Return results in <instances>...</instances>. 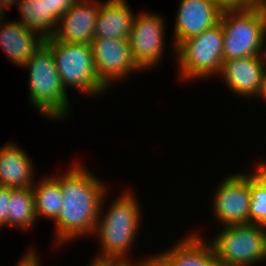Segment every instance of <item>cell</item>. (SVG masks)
<instances>
[{"mask_svg": "<svg viewBox=\"0 0 266 266\" xmlns=\"http://www.w3.org/2000/svg\"><path fill=\"white\" fill-rule=\"evenodd\" d=\"M84 164L73 162L63 174H51L62 189V207L54 221V244H70L80 237L92 236L99 219L107 184ZM56 242V243H55Z\"/></svg>", "mask_w": 266, "mask_h": 266, "instance_id": "1", "label": "cell"}, {"mask_svg": "<svg viewBox=\"0 0 266 266\" xmlns=\"http://www.w3.org/2000/svg\"><path fill=\"white\" fill-rule=\"evenodd\" d=\"M107 192L102 198L99 219L92 236L99 239V252L94 257L97 260L120 261L132 260L131 247L137 240V234L142 225V208L136 193L126 189L105 209V201L108 200ZM135 194V195H134ZM107 197V198H106ZM111 205V206H110ZM104 206V207H103ZM141 208V209H140ZM140 227V228H139ZM130 255V256H129Z\"/></svg>", "mask_w": 266, "mask_h": 266, "instance_id": "2", "label": "cell"}, {"mask_svg": "<svg viewBox=\"0 0 266 266\" xmlns=\"http://www.w3.org/2000/svg\"><path fill=\"white\" fill-rule=\"evenodd\" d=\"M29 70V101L44 117L57 122L70 114V101L55 66L51 49L43 43L22 66ZM71 107V108H70Z\"/></svg>", "mask_w": 266, "mask_h": 266, "instance_id": "3", "label": "cell"}, {"mask_svg": "<svg viewBox=\"0 0 266 266\" xmlns=\"http://www.w3.org/2000/svg\"><path fill=\"white\" fill-rule=\"evenodd\" d=\"M219 23L223 29L224 61L266 55V10L225 9Z\"/></svg>", "mask_w": 266, "mask_h": 266, "instance_id": "4", "label": "cell"}, {"mask_svg": "<svg viewBox=\"0 0 266 266\" xmlns=\"http://www.w3.org/2000/svg\"><path fill=\"white\" fill-rule=\"evenodd\" d=\"M52 51L55 66L66 91L73 87L89 98L107 93L108 88L97 75L91 44H76L56 40L54 37L44 42ZM93 96V97H91Z\"/></svg>", "mask_w": 266, "mask_h": 266, "instance_id": "5", "label": "cell"}, {"mask_svg": "<svg viewBox=\"0 0 266 266\" xmlns=\"http://www.w3.org/2000/svg\"><path fill=\"white\" fill-rule=\"evenodd\" d=\"M223 48L224 37L220 23L183 41L176 48L175 54L179 79L187 83L218 76L224 61Z\"/></svg>", "mask_w": 266, "mask_h": 266, "instance_id": "6", "label": "cell"}, {"mask_svg": "<svg viewBox=\"0 0 266 266\" xmlns=\"http://www.w3.org/2000/svg\"><path fill=\"white\" fill-rule=\"evenodd\" d=\"M219 231L207 240L221 266H252L266 260V227L238 224Z\"/></svg>", "mask_w": 266, "mask_h": 266, "instance_id": "7", "label": "cell"}, {"mask_svg": "<svg viewBox=\"0 0 266 266\" xmlns=\"http://www.w3.org/2000/svg\"><path fill=\"white\" fill-rule=\"evenodd\" d=\"M215 187L212 212L220 227L249 224L250 173H230Z\"/></svg>", "mask_w": 266, "mask_h": 266, "instance_id": "8", "label": "cell"}, {"mask_svg": "<svg viewBox=\"0 0 266 266\" xmlns=\"http://www.w3.org/2000/svg\"><path fill=\"white\" fill-rule=\"evenodd\" d=\"M164 20L159 13L147 11L134 17L129 41L132 56L142 72L154 69L162 62L166 39Z\"/></svg>", "mask_w": 266, "mask_h": 266, "instance_id": "9", "label": "cell"}, {"mask_svg": "<svg viewBox=\"0 0 266 266\" xmlns=\"http://www.w3.org/2000/svg\"><path fill=\"white\" fill-rule=\"evenodd\" d=\"M95 69L99 80L108 88L129 78L141 69L136 64L129 39L94 38L91 42ZM139 71V72H138Z\"/></svg>", "mask_w": 266, "mask_h": 266, "instance_id": "10", "label": "cell"}, {"mask_svg": "<svg viewBox=\"0 0 266 266\" xmlns=\"http://www.w3.org/2000/svg\"><path fill=\"white\" fill-rule=\"evenodd\" d=\"M222 12L213 0H180L172 34L173 54L183 41L219 24Z\"/></svg>", "mask_w": 266, "mask_h": 266, "instance_id": "11", "label": "cell"}, {"mask_svg": "<svg viewBox=\"0 0 266 266\" xmlns=\"http://www.w3.org/2000/svg\"><path fill=\"white\" fill-rule=\"evenodd\" d=\"M266 71V55L223 61L218 77L236 96L256 98Z\"/></svg>", "mask_w": 266, "mask_h": 266, "instance_id": "12", "label": "cell"}, {"mask_svg": "<svg viewBox=\"0 0 266 266\" xmlns=\"http://www.w3.org/2000/svg\"><path fill=\"white\" fill-rule=\"evenodd\" d=\"M100 9V0H78L59 19L53 37L56 40L91 44Z\"/></svg>", "mask_w": 266, "mask_h": 266, "instance_id": "13", "label": "cell"}, {"mask_svg": "<svg viewBox=\"0 0 266 266\" xmlns=\"http://www.w3.org/2000/svg\"><path fill=\"white\" fill-rule=\"evenodd\" d=\"M199 233L195 230L188 235L185 233L184 238L157 255L168 266H221L212 244Z\"/></svg>", "mask_w": 266, "mask_h": 266, "instance_id": "14", "label": "cell"}, {"mask_svg": "<svg viewBox=\"0 0 266 266\" xmlns=\"http://www.w3.org/2000/svg\"><path fill=\"white\" fill-rule=\"evenodd\" d=\"M44 42L41 35L20 24L18 20L6 21L0 25V48L21 69Z\"/></svg>", "mask_w": 266, "mask_h": 266, "instance_id": "15", "label": "cell"}, {"mask_svg": "<svg viewBox=\"0 0 266 266\" xmlns=\"http://www.w3.org/2000/svg\"><path fill=\"white\" fill-rule=\"evenodd\" d=\"M33 163L23 148L14 142L9 141L0 147V186L32 187L35 184Z\"/></svg>", "mask_w": 266, "mask_h": 266, "instance_id": "16", "label": "cell"}, {"mask_svg": "<svg viewBox=\"0 0 266 266\" xmlns=\"http://www.w3.org/2000/svg\"><path fill=\"white\" fill-rule=\"evenodd\" d=\"M127 0L100 1L94 38L129 39L135 17Z\"/></svg>", "mask_w": 266, "mask_h": 266, "instance_id": "17", "label": "cell"}, {"mask_svg": "<svg viewBox=\"0 0 266 266\" xmlns=\"http://www.w3.org/2000/svg\"><path fill=\"white\" fill-rule=\"evenodd\" d=\"M32 187L37 219L44 217L54 222L62 207L63 195L59 182L51 174H47L39 178V181L35 180Z\"/></svg>", "mask_w": 266, "mask_h": 266, "instance_id": "18", "label": "cell"}, {"mask_svg": "<svg viewBox=\"0 0 266 266\" xmlns=\"http://www.w3.org/2000/svg\"><path fill=\"white\" fill-rule=\"evenodd\" d=\"M37 221L33 187H11V197L8 206V227L29 232L30 229H34Z\"/></svg>", "mask_w": 266, "mask_h": 266, "instance_id": "19", "label": "cell"}, {"mask_svg": "<svg viewBox=\"0 0 266 266\" xmlns=\"http://www.w3.org/2000/svg\"><path fill=\"white\" fill-rule=\"evenodd\" d=\"M17 7L21 15L20 24L36 31L44 39L53 37L57 24L46 15L42 0H21Z\"/></svg>", "mask_w": 266, "mask_h": 266, "instance_id": "20", "label": "cell"}, {"mask_svg": "<svg viewBox=\"0 0 266 266\" xmlns=\"http://www.w3.org/2000/svg\"><path fill=\"white\" fill-rule=\"evenodd\" d=\"M250 172L249 224L266 227V172L258 165Z\"/></svg>", "mask_w": 266, "mask_h": 266, "instance_id": "21", "label": "cell"}, {"mask_svg": "<svg viewBox=\"0 0 266 266\" xmlns=\"http://www.w3.org/2000/svg\"><path fill=\"white\" fill-rule=\"evenodd\" d=\"M46 6V15H48L56 24L60 17L78 0H42Z\"/></svg>", "mask_w": 266, "mask_h": 266, "instance_id": "22", "label": "cell"}, {"mask_svg": "<svg viewBox=\"0 0 266 266\" xmlns=\"http://www.w3.org/2000/svg\"><path fill=\"white\" fill-rule=\"evenodd\" d=\"M11 197V187L0 186V221L8 227V206Z\"/></svg>", "mask_w": 266, "mask_h": 266, "instance_id": "23", "label": "cell"}, {"mask_svg": "<svg viewBox=\"0 0 266 266\" xmlns=\"http://www.w3.org/2000/svg\"><path fill=\"white\" fill-rule=\"evenodd\" d=\"M34 250V248L32 249V247H30L24 255L22 254L16 266H43L39 261V253Z\"/></svg>", "mask_w": 266, "mask_h": 266, "instance_id": "24", "label": "cell"}, {"mask_svg": "<svg viewBox=\"0 0 266 266\" xmlns=\"http://www.w3.org/2000/svg\"><path fill=\"white\" fill-rule=\"evenodd\" d=\"M120 260V261H111V266H151V254L150 256L147 255L145 259H138L135 260Z\"/></svg>", "mask_w": 266, "mask_h": 266, "instance_id": "25", "label": "cell"}, {"mask_svg": "<svg viewBox=\"0 0 266 266\" xmlns=\"http://www.w3.org/2000/svg\"><path fill=\"white\" fill-rule=\"evenodd\" d=\"M223 10L225 9H239V0H213Z\"/></svg>", "mask_w": 266, "mask_h": 266, "instance_id": "26", "label": "cell"}, {"mask_svg": "<svg viewBox=\"0 0 266 266\" xmlns=\"http://www.w3.org/2000/svg\"><path fill=\"white\" fill-rule=\"evenodd\" d=\"M256 98H258L259 100L262 99L263 102L266 103V71H265L263 81H262L261 86H260L259 93H258Z\"/></svg>", "mask_w": 266, "mask_h": 266, "instance_id": "27", "label": "cell"}, {"mask_svg": "<svg viewBox=\"0 0 266 266\" xmlns=\"http://www.w3.org/2000/svg\"><path fill=\"white\" fill-rule=\"evenodd\" d=\"M151 266H168L157 254L151 255Z\"/></svg>", "mask_w": 266, "mask_h": 266, "instance_id": "28", "label": "cell"}, {"mask_svg": "<svg viewBox=\"0 0 266 266\" xmlns=\"http://www.w3.org/2000/svg\"><path fill=\"white\" fill-rule=\"evenodd\" d=\"M20 1L21 0H0V5H2L6 10H10V7H13V5L18 6Z\"/></svg>", "mask_w": 266, "mask_h": 266, "instance_id": "29", "label": "cell"}, {"mask_svg": "<svg viewBox=\"0 0 266 266\" xmlns=\"http://www.w3.org/2000/svg\"><path fill=\"white\" fill-rule=\"evenodd\" d=\"M92 261H90V264H88L87 266H111V261H107V260H97L92 258Z\"/></svg>", "mask_w": 266, "mask_h": 266, "instance_id": "30", "label": "cell"}, {"mask_svg": "<svg viewBox=\"0 0 266 266\" xmlns=\"http://www.w3.org/2000/svg\"><path fill=\"white\" fill-rule=\"evenodd\" d=\"M5 11L6 9L2 5H0V25L6 22V20H8L5 19V15H7Z\"/></svg>", "mask_w": 266, "mask_h": 266, "instance_id": "31", "label": "cell"}, {"mask_svg": "<svg viewBox=\"0 0 266 266\" xmlns=\"http://www.w3.org/2000/svg\"><path fill=\"white\" fill-rule=\"evenodd\" d=\"M257 164L266 172V160L259 161Z\"/></svg>", "mask_w": 266, "mask_h": 266, "instance_id": "32", "label": "cell"}, {"mask_svg": "<svg viewBox=\"0 0 266 266\" xmlns=\"http://www.w3.org/2000/svg\"><path fill=\"white\" fill-rule=\"evenodd\" d=\"M5 227V225L0 221V230Z\"/></svg>", "mask_w": 266, "mask_h": 266, "instance_id": "33", "label": "cell"}]
</instances>
